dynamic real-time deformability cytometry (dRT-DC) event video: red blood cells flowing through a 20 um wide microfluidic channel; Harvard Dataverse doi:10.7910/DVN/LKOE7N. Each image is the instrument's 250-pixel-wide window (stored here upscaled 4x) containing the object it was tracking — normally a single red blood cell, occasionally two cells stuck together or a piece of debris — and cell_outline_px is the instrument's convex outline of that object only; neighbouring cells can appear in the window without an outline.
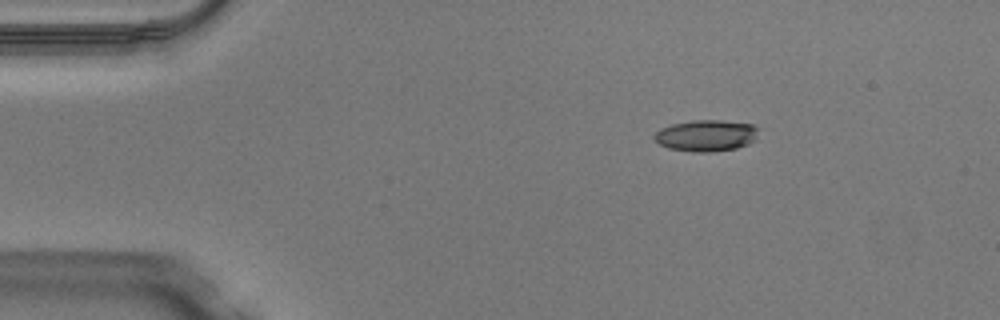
{"species": "Egyptian fruit bat (a non-hibernating species)", "species_latin": "Rousettus aegyptiacus", "temperature_condition": "warm", "stored_images_in_passage": 43, "camera_frame_rate_fps": 3000, "um_per_image_px": 0.085, "animal": {"sex": "male"}, "frame": {"image": 1, "passage_image": 1, "time_ms": 0.0, "image_size_px": [1000, 320], "cell_outline_px": [[760, 128], [752, 140], [748, 144], [736, 148], [712, 152], [692, 152], [668, 148], [660, 144], [652, 136], [660, 128], [672, 124], [692, 120], [720, 120], [752, 124]], "centroid_in_image_um": [60.0, 11.52], "position_along_channel_um": 25.0, "area_um2": 19.07}}
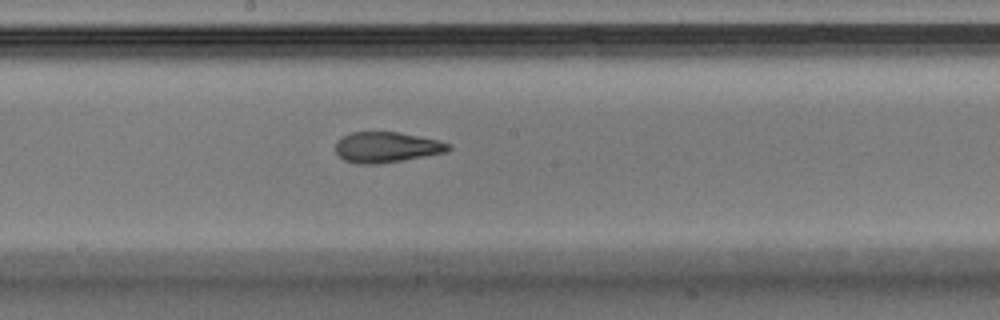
{"frame": {"image": 2, "passage_image": 20, "time_ms": 6.333, "image_size_px": [1000, 320], "cell_outline_px": [[452, 148], [444, 152], [404, 160], [376, 164], [356, 164], [344, 160], [336, 152], [336, 144], [344, 136], [352, 132], [396, 132], [440, 140], [452, 144]], "centroid_in_image_um": [32.88, 12.52], "position_along_channel_um": 215.3, "area_um2": 19.94}}
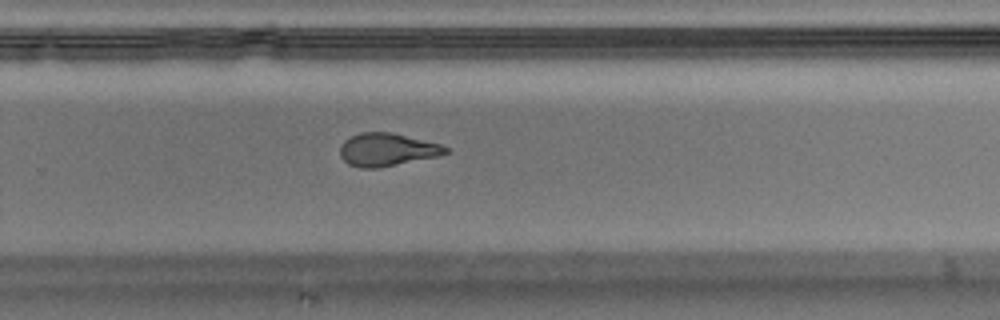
{"frame": {"image": 3, "passage_image": 26, "time_ms": 8.333, "image_size_px": [1000, 320], "cell_outline_px": [[448, 152], [440, 156], [376, 168], [360, 168], [348, 164], [340, 156], [340, 144], [344, 140], [360, 132], [392, 132], [440, 144], [448, 148]], "centroid_in_image_um": [32.88, 12.72], "position_along_channel_um": 296.9, "area_um2": 20.23}, "authors_computed_cell_mechanics": {"area_um2": 20.2878, "velocity_mm_per_s": 4.0923, "shape_relaxation_time_tau1_ms": null, "shape_relaxation_time_tau2_ms": 1.5424, "deformation_change_tau1": null, "deformation_change_tau2": 0.0962}}